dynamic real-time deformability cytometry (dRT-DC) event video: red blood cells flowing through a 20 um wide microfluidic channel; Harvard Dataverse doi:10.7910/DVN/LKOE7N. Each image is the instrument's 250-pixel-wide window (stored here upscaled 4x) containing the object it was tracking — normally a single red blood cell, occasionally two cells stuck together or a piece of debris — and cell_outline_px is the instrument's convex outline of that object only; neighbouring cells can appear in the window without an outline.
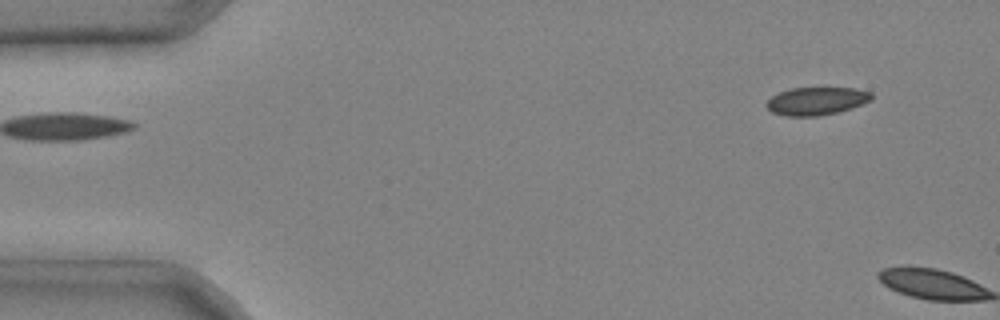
{"species": "common noctule bat (a hibernating species)", "species_latin": "Nyctalus noctula", "temperature_condition": "cold", "stored_images_in_passage": 2, "camera_frame_rate_fps": 3000, "um_per_image_px": 0.085, "animal": {"sex": "male", "body_mass_g": 20.4}, "frame": {"image": 1, "passage_image": 2, "time_ms": 0.333, "image_size_px": [1000, 320], "cell_outline_px": [[872, 100], [852, 108], [820, 116], [784, 116], [772, 112], [764, 104], [772, 96], [780, 92], [792, 88], [856, 88], [872, 92]], "centroid_in_image_um": [69.41, 8.59], "position_along_channel_um": 15.6, "area_um2": 17.11}}